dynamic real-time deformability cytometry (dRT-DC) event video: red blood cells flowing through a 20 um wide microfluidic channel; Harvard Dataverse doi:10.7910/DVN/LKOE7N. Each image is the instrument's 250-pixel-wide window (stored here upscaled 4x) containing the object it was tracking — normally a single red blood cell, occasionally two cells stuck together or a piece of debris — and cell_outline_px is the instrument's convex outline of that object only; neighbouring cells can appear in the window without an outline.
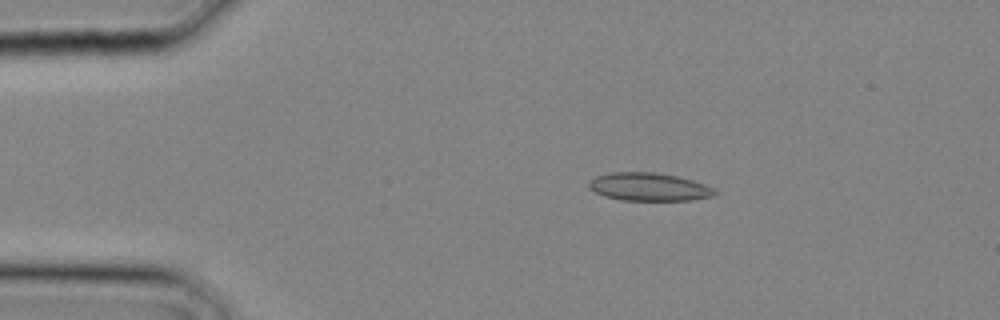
{"species": "common noctule bat (a hibernating species)", "species_latin": "Nyctalus noctula", "temperature_condition": "cold", "stored_images_in_passage": 18, "camera_frame_rate_fps": 3000, "um_per_image_px": 0.085, "animal": {"sex": "male", "body_mass_g": 20.4}, "frame": {"image": 1, "passage_image": 4, "time_ms": 1.0, "image_size_px": [1000, 320], "cell_outline_px": [[720, 192], [712, 196], [692, 200], [620, 200], [604, 196], [588, 188], [588, 184], [596, 176], [612, 172], [652, 172], [676, 176], [692, 180], [704, 184]], "centroid_in_image_um": [55.16, 15.89], "position_along_channel_um": 29.8, "area_um2": 20.46}}
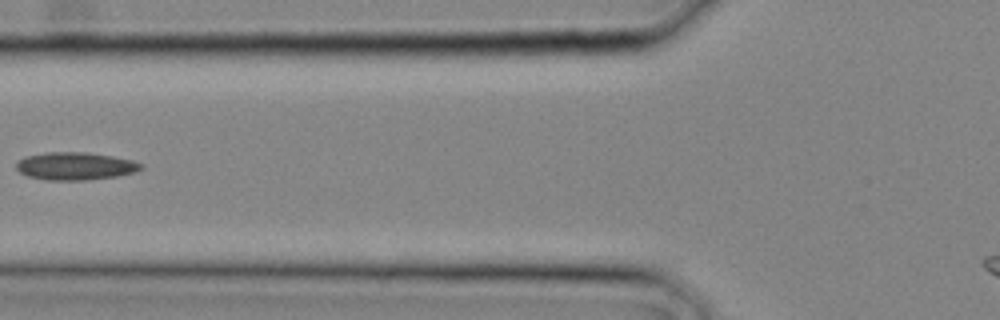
{"frame": {"image": 2, "passage_image": 10, "time_ms": 3.0, "image_size_px": [1000, 320], "cell_outline_px": [[144, 168], [132, 172], [116, 176], [84, 180], [44, 180], [28, 176], [20, 172], [16, 168], [16, 164], [24, 156], [48, 152], [84, 152], [112, 156], [132, 160], [144, 164]], "centroid_in_image_um": [6.39, 14.11], "position_along_channel_um": 119.4, "area_um2": 20.06}}
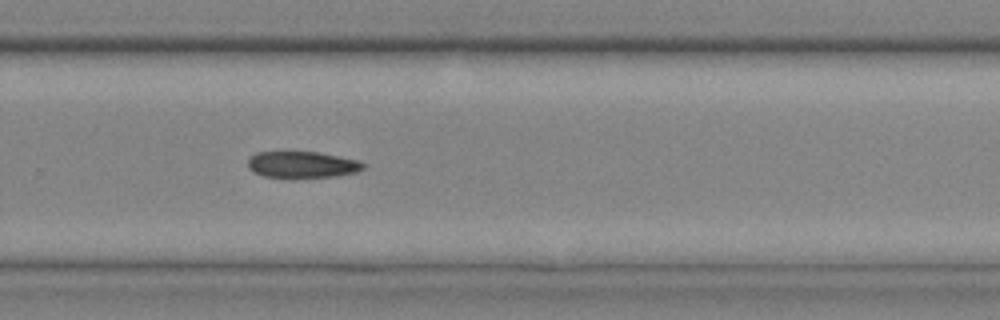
{"frame": {"image": 3, "passage_image": 18, "time_ms": 5.667, "image_size_px": [1000, 320], "cell_outline_px": [[364, 168], [356, 172], [332, 176], [288, 180], [264, 176], [252, 172], [248, 168], [248, 156], [256, 152], [280, 148], [320, 152], [360, 160], [364, 164]], "centroid_in_image_um": [25.56, 13.96], "position_along_channel_um": 304.2, "area_um2": 19.42}}